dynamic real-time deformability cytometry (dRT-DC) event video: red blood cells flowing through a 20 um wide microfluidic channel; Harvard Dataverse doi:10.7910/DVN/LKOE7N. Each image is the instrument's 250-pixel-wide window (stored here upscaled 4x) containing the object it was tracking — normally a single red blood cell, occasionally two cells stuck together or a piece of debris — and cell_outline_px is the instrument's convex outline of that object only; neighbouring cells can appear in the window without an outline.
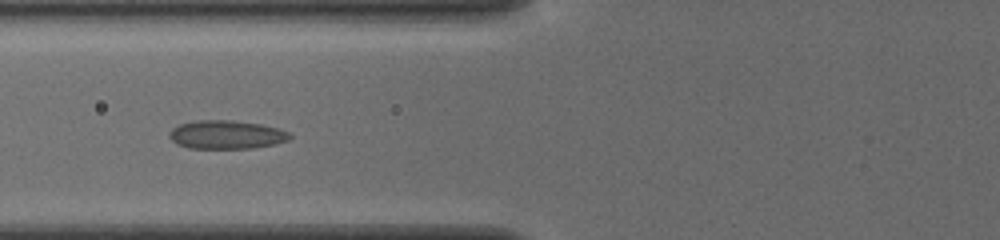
{"species": "common noctule bat (a hibernating species)", "species_latin": "Nyctalus noctula", "temperature_condition": "cold", "stored_images_in_passage": 37, "camera_frame_rate_fps": 3000, "um_per_image_px": 0.085, "animal": {"sex": "female", "body_mass_g": 19.5, "forearm_length_mm": 54.1}, "frame": {"image": 1, "passage_image": 6, "time_ms": 1.667, "image_size_px": [1000, 240], "cell_outline_px": [[292, 136], [288, 140], [276, 144], [252, 148], [188, 148], [176, 144], [168, 136], [168, 132], [172, 128], [180, 124], [196, 120], [232, 120], [260, 124], [276, 128], [288, 132]], "centroid_in_image_um": [19.21, 11.45], "position_along_channel_um": 106.6, "area_um2": 20.06}}
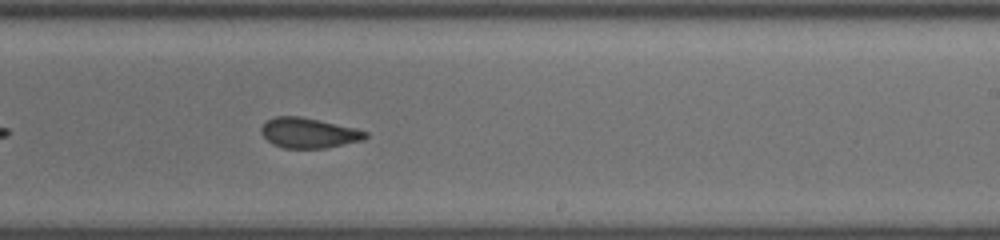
{"frame": {"image": 2, "passage_image": 18, "time_ms": 5.667, "image_size_px": [1000, 240], "cell_outline_px": [[368, 136], [364, 140], [324, 148], [284, 148], [272, 144], [260, 132], [260, 128], [268, 120], [276, 116], [300, 116], [356, 128], [368, 132]], "centroid_in_image_um": [26.25, 11.3], "position_along_channel_um": 262.8, "area_um2": 18.26}}
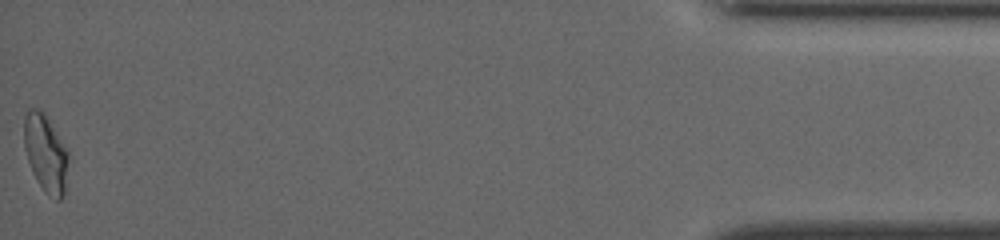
{"frame": {"image": 3, "passage_image": 37, "time_ms": 12.0, "image_size_px": [1000, 240], "cell_outline_px": [[68, 160], [64, 192], [60, 200], [56, 200], [48, 196], [44, 192], [32, 172], [24, 148], [24, 116], [28, 108], [40, 108], [44, 112], [68, 148]], "centroid_in_image_um": [3.88, 12.99], "position_along_channel_um": 431.3, "area_um2": 20.29}, "authors_computed_cell_mechanics": {"area_um2": 18.9584, "velocity_mm_per_s": 3.9043, "shape_relaxation_time_tau1_ms": 8.472, "shape_relaxation_time_tau2_ms": 1.7738, "deformation_change_tau1": 0.1361, "deformation_change_tau2": 0.0685}}